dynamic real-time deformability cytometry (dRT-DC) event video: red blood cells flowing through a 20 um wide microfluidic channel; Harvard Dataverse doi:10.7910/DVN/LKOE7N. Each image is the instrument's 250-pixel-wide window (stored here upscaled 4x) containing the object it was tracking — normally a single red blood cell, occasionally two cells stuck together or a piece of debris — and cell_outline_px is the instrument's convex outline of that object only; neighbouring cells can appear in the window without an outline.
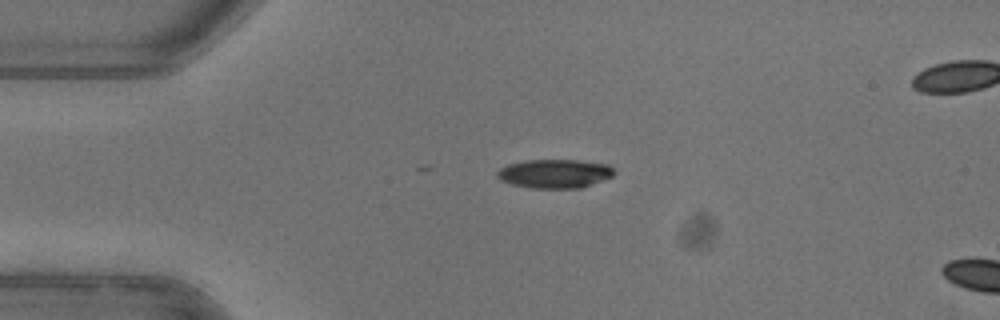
{"species": "common noctule bat (a hibernating species)", "species_latin": "Nyctalus noctula", "temperature_condition": "warm", "stored_images_in_passage": 5, "camera_frame_rate_fps": 3000, "um_per_image_px": 0.085, "animal": {"sex": "female"}, "frame": {"image": 1, "passage_image": 1, "time_ms": 0.0, "image_size_px": [1000, 320], "cell_outline_px": [[612, 176], [580, 188], [532, 188], [512, 184], [500, 180], [496, 176], [496, 172], [500, 168], [508, 164], [524, 160], [576, 160], [608, 164], [612, 168]], "centroid_in_image_um": [47.09, 14.75], "position_along_channel_um": 37.9, "area_um2": 19.48}}